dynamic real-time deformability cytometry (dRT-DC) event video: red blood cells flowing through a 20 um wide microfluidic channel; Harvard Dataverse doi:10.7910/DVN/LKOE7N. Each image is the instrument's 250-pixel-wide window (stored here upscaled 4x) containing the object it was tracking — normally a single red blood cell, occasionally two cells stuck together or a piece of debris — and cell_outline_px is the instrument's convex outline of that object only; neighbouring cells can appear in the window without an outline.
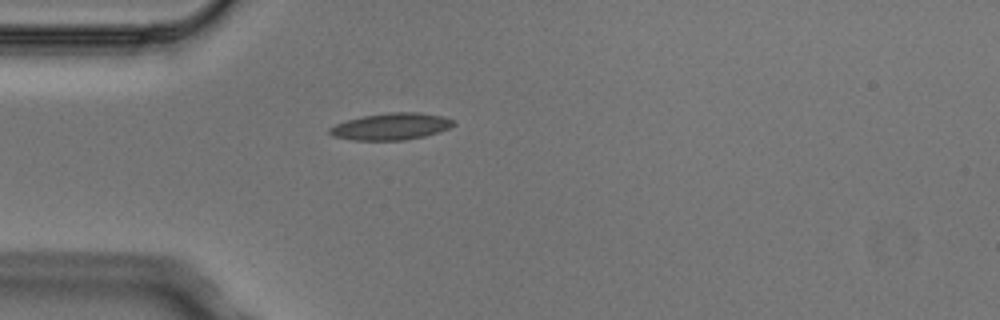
{"species": "Egyptian fruit bat (a non-hibernating species)", "species_latin": "Rousettus aegyptiacus", "temperature_condition": "cold", "stored_images_in_passage": 3, "camera_frame_rate_fps": 3000, "um_per_image_px": 0.085, "animal": {"sex": "male"}, "frame": {"image": 1, "passage_image": 3, "time_ms": 0.667, "image_size_px": [1000, 320], "cell_outline_px": [[456, 124], [448, 128], [424, 136], [404, 140], [352, 140], [332, 136], [328, 132], [328, 128], [336, 124], [348, 120], [364, 116], [388, 112], [420, 112], [444, 116], [452, 120]], "centroid_in_image_um": [33.23, 10.74], "position_along_channel_um": 51.8, "area_um2": 19.25}}